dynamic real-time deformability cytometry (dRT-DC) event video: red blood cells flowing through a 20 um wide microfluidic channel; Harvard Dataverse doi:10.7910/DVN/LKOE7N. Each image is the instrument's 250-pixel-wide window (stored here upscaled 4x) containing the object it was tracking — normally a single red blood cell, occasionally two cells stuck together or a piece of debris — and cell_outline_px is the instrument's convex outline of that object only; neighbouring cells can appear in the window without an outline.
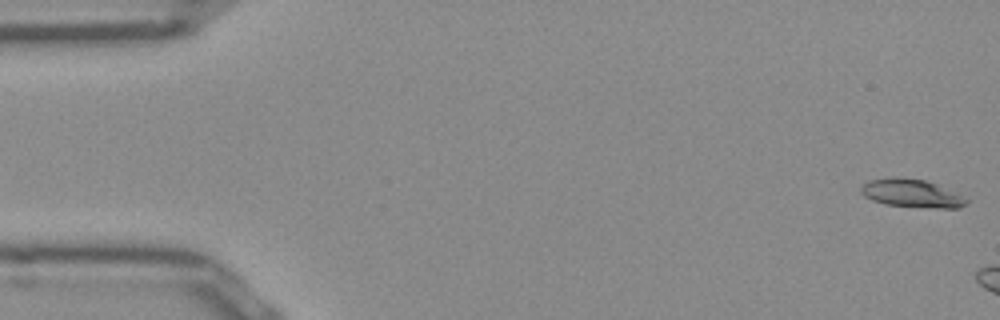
{"species": "Egyptian fruit bat (a non-hibernating species)", "species_latin": "Rousettus aegyptiacus", "temperature_condition": "room temperature", "stored_images_in_passage": 6, "camera_frame_rate_fps": 3000, "um_per_image_px": 0.085, "frame": {"image": 1, "passage_image": 1, "time_ms": 0.0, "image_size_px": [1000, 320], "cell_outline_px": [[968, 200], [964, 204], [956, 208], [936, 208], [884, 204], [872, 200], [864, 196], [860, 192], [860, 188], [868, 180], [888, 176], [896, 176], [924, 180], [936, 184]], "centroid_in_image_um": [77.38, 16.41], "position_along_channel_um": 7.6, "area_um2": 17.05}}